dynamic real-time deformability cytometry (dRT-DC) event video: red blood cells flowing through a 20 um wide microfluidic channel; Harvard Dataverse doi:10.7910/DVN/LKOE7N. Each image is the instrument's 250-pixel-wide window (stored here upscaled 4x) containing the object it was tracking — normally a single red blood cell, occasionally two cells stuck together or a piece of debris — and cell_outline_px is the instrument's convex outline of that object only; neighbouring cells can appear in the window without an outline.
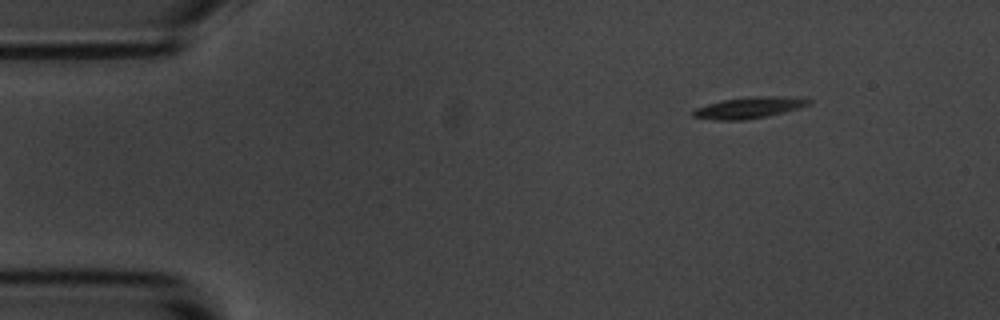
{"species": "common noctule bat (a hibernating species)", "species_latin": "Nyctalus noctula", "temperature_condition": "room temperature", "stored_images_in_passage": 5, "segment_of_instrument_passage": [2, 2], "camera_frame_rate_fps": 3000, "um_per_image_px": 0.085, "animal": {"sex": "male", "body_mass_g": 20.1, "forearm_length_mm": 53.5}, "frame": {"image": 1, "passage_image": 5, "time_ms": 1.333, "image_size_px": [1000, 320], "cell_outline_px": [[812, 100], [808, 104], [800, 108], [768, 116], [744, 120], [716, 120], [692, 116], [692, 112], [696, 108], [708, 104], [724, 100], [752, 96], [784, 96]], "centroid_in_image_um": [63.67, 9.15], "position_along_channel_um": 21.3, "area_um2": 14.16}}